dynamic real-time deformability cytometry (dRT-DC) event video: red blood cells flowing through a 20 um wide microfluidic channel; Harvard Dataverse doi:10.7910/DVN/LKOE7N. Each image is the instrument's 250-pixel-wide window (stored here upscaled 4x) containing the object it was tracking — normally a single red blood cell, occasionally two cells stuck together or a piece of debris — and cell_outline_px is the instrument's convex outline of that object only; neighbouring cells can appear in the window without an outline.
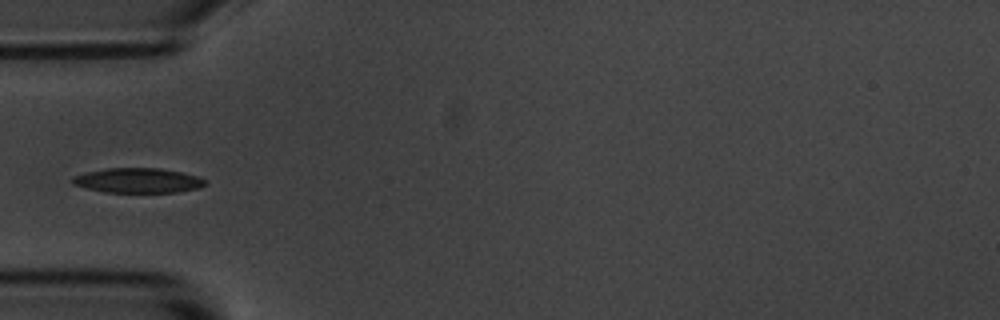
{"species": "common noctule bat (a hibernating species)", "species_latin": "Nyctalus noctula", "temperature_condition": "room temperature", "stored_images_in_passage": 11, "camera_frame_rate_fps": 3000, "um_per_image_px": 0.085, "animal": {"sex": "male", "body_mass_g": 20.1, "forearm_length_mm": 53.5}, "frame": {"image": 1, "passage_image": 5, "time_ms": 5.667, "image_size_px": [1000, 320], "cell_outline_px": [[208, 184], [200, 188], [176, 192], [104, 192], [72, 184], [72, 176], [84, 172], [108, 168], [160, 168], [200, 176], [208, 180]], "centroid_in_image_um": [11.77, 15.33], "position_along_channel_um": 73.2, "area_um2": 19.36}}
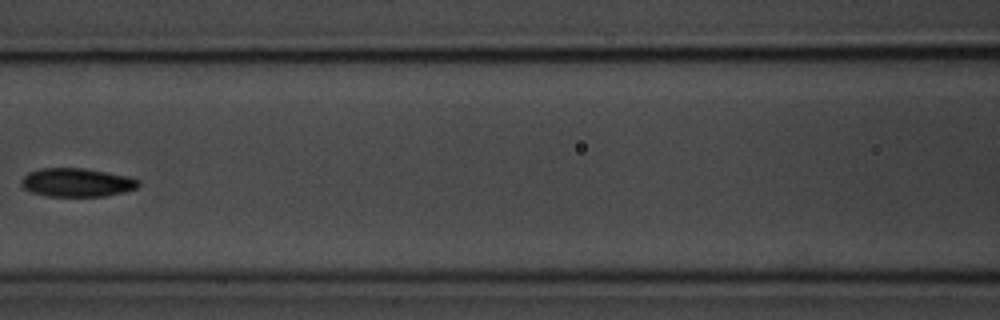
{"frame": {"image": 2, "passage_image": 7, "time_ms": 8.0, "image_size_px": [1000, 320], "cell_outline_px": [[140, 184], [136, 188], [124, 192], [104, 196], [44, 196], [32, 192], [24, 188], [20, 184], [20, 180], [28, 172], [40, 168], [84, 168], [128, 176], [140, 180]], "centroid_in_image_um": [6.51, 15.51], "position_along_channel_um": 160.1, "area_um2": 19.59}}
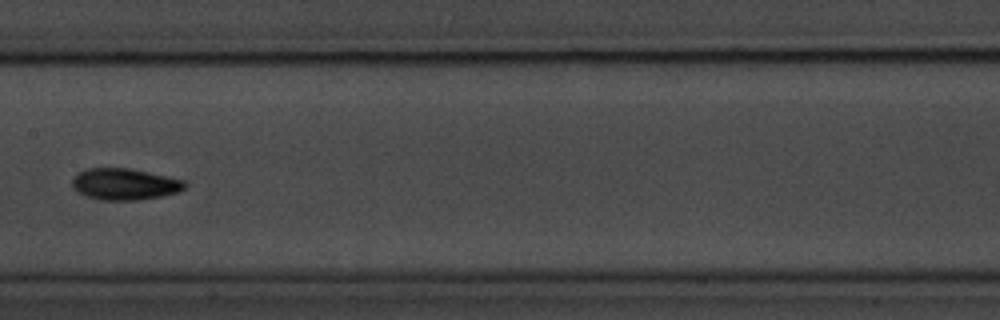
{"frame": {"image": 3, "passage_image": 8, "time_ms": 9.0, "image_size_px": [1000, 320], "cell_outline_px": [[188, 184], [180, 192], [164, 196], [136, 200], [100, 200], [84, 196], [76, 192], [72, 188], [72, 180], [84, 168], [132, 168], [184, 180]], "centroid_in_image_um": [10.6, 15.66], "position_along_channel_um": 196.8, "area_um2": 20.98}}